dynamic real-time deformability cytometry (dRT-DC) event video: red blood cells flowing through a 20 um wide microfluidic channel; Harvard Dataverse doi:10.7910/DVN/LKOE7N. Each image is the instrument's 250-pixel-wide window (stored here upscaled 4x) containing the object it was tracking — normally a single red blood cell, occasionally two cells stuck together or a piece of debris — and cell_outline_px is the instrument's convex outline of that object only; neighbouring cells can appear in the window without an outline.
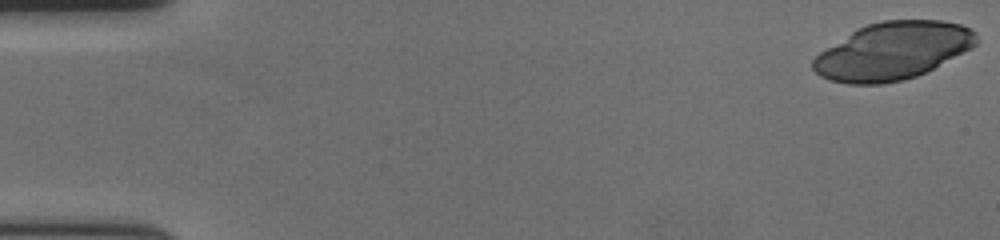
{"species": "human", "species_latin": "Homo sapiens", "temperature_condition": "cold", "stored_images_in_passage": 44, "camera_frame_rate_fps": 3000, "um_per_image_px": 0.085, "donor": {"sex": "female"}, "frame": {"image": 1, "passage_image": 1, "time_ms": 0.0, "image_size_px": [1000, 240], "cell_outline_px": [[980, 40], [972, 48], [916, 76], [904, 80], [884, 84], [848, 84], [828, 80], [820, 76], [812, 68], [812, 60], [820, 52], [856, 28], [868, 24], [884, 20], [940, 20], [960, 24], [976, 32]], "centroid_in_image_um": [75.87, 4.33], "position_along_channel_um": 9.1, "area_um2": 54.62}}